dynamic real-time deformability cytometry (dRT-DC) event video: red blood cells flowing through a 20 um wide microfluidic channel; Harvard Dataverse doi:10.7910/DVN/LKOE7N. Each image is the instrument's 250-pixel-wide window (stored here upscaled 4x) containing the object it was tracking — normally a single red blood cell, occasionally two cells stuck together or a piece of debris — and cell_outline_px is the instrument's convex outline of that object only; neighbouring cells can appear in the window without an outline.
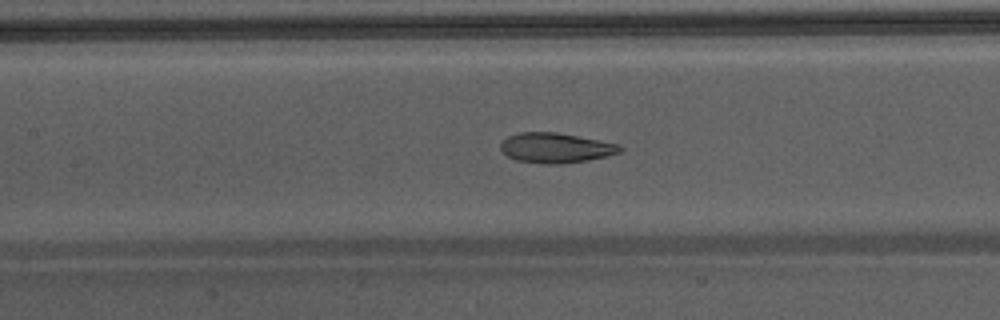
{"species": "Egyptian fruit bat (a non-hibernating species)", "species_latin": "Rousettus aegyptiacus", "temperature_condition": "warm", "stored_images_in_passage": 51, "camera_frame_rate_fps": 3000, "um_per_image_px": 0.085, "animal": {"sex": "male"}, "frame": {"image": 1, "passage_image": 26, "time_ms": 8.333, "image_size_px": [1000, 320], "cell_outline_px": [[624, 148], [620, 152], [608, 156], [588, 160], [560, 164], [544, 164], [516, 160], [500, 152], [500, 144], [508, 136], [520, 132], [556, 132], [620, 144]], "centroid_in_image_um": [47.23, 12.57], "position_along_channel_um": 160.2, "area_um2": 20.98}}
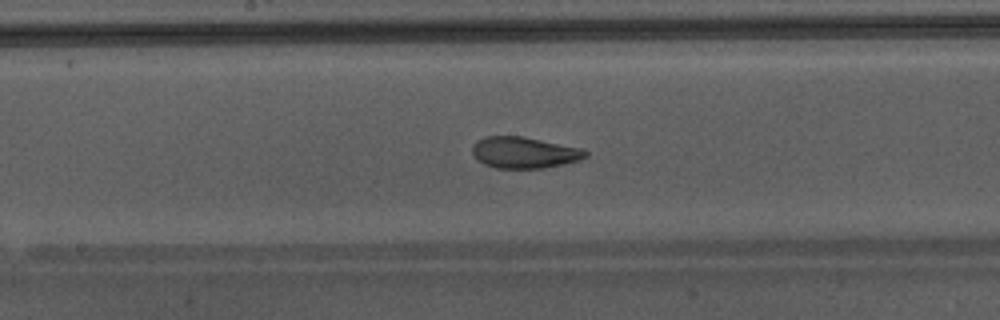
{"frame": {"image": 2, "passage_image": 29, "time_ms": 9.333, "image_size_px": [1000, 320], "cell_outline_px": [[588, 156], [576, 160], [544, 168], [496, 168], [484, 164], [472, 152], [472, 148], [480, 140], [488, 136], [524, 136], [584, 148], [588, 152]], "centroid_in_image_um": [44.61, 12.96], "position_along_channel_um": 203.6, "area_um2": 20.4}}
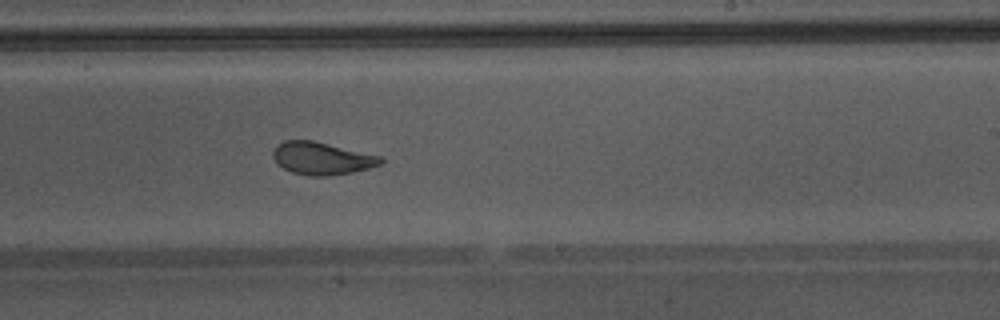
{"frame": {"image": 3, "passage_image": 33, "time_ms": 10.667, "image_size_px": [1000, 320], "cell_outline_px": [[384, 160], [380, 164], [368, 168], [352, 172], [328, 176], [308, 176], [292, 172], [276, 164], [272, 156], [272, 152], [276, 144], [284, 140], [312, 140], [384, 156]], "centroid_in_image_um": [27.34, 13.45], "position_along_channel_um": 261.7, "area_um2": 20.69}, "authors_computed_cell_mechanics": {"area_um2": 22.8888, "velocity_mm_per_s": 4.3629, "shape_relaxation_time_tau1_ms": 5.4584, "shape_relaxation_time_tau2_ms": 1.0989, "deformation_change_tau1": 0.1796, "deformation_change_tau2": 0.0663}}